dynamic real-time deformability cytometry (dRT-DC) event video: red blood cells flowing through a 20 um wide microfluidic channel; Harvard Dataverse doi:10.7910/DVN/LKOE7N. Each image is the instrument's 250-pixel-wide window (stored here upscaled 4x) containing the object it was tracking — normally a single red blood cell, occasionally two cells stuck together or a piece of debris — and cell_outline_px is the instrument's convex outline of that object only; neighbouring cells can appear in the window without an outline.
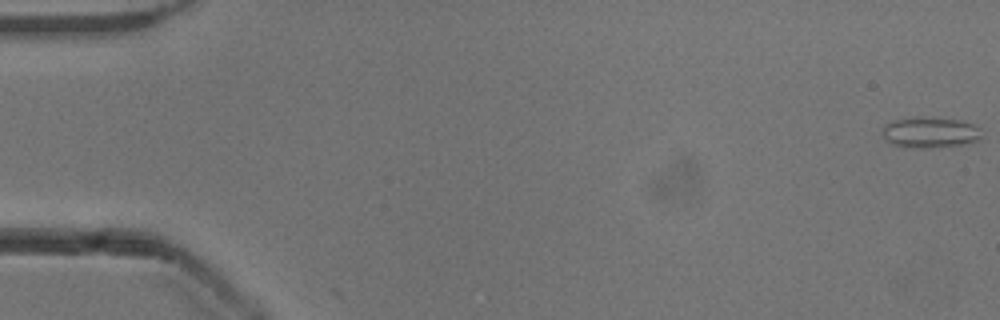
{"species": "common noctule bat (a hibernating species)", "species_latin": "Nyctalus noctula", "temperature_condition": "cold", "stored_images_in_passage": 3, "camera_frame_rate_fps": 3000, "um_per_image_px": 0.085, "animal": {"sex": "male", "body_mass_g": 13.3}, "frame": {"image": 1, "passage_image": 1, "time_ms": 0.0, "image_size_px": [1000, 320], "cell_outline_px": [[980, 140], [964, 144], [928, 148], [904, 148], [892, 144], [884, 136], [884, 124], [896, 120], [916, 116], [920, 116], [960, 120], [972, 124], [980, 128]], "centroid_in_image_um": [79.06, 11.26], "position_along_channel_um": 5.9, "area_um2": 17.86}}